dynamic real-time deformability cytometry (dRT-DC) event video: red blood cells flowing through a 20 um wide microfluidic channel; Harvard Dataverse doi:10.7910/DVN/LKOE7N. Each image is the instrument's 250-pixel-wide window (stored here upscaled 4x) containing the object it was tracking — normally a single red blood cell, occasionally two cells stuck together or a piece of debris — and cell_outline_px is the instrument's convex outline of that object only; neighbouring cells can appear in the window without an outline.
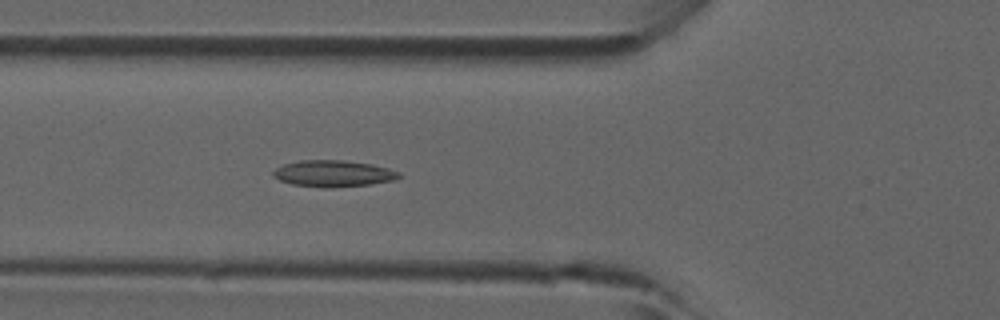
{"species": "common noctule bat (a hibernating species)", "species_latin": "Nyctalus noctula", "temperature_condition": "room temperature", "stored_images_in_passage": 38, "camera_frame_rate_fps": 3000, "um_per_image_px": 0.085, "animal": {"sex": "male", "forearm_length_mm": 52.5}, "frame": {"image": 1, "passage_image": 16, "time_ms": 5.0, "image_size_px": [1000, 320], "cell_outline_px": [[400, 176], [392, 180], [368, 184], [332, 188], [292, 184], [280, 180], [272, 176], [272, 172], [276, 168], [284, 164], [300, 160], [340, 160], [372, 164], [388, 168], [400, 172]], "centroid_in_image_um": [28.3, 14.74], "position_along_channel_um": 97.5, "area_um2": 19.19}}